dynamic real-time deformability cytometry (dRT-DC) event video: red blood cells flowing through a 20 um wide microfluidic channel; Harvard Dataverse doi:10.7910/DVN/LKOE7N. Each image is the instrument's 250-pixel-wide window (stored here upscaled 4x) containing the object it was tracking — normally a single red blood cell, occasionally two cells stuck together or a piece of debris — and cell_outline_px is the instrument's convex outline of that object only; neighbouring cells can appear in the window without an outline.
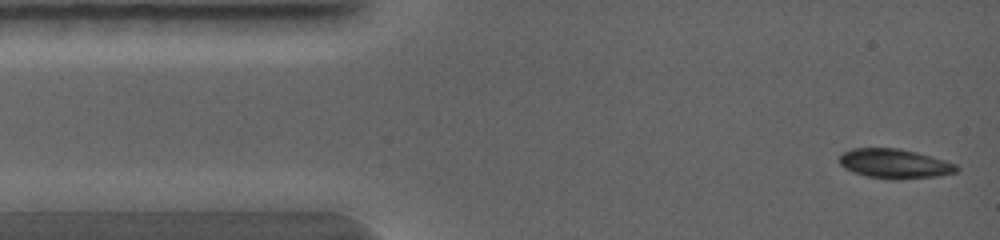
{"species": "common noctule bat (a hibernating species)", "species_latin": "Nyctalus noctula", "temperature_condition": "warm", "stored_images_in_passage": 8, "camera_frame_rate_fps": 5000, "um_per_image_px": 0.085, "animal": {"sex": "female", "body_mass_g": 19.0, "forearm_length_mm": 56.7}, "frame": {"image": 1, "passage_image": 1, "time_ms": 0.0, "image_size_px": [1000, 240], "cell_outline_px": [[960, 168], [956, 172], [936, 176], [892, 180], [868, 176], [852, 172], [844, 168], [840, 164], [840, 156], [844, 152], [852, 148], [900, 148], [916, 152], [944, 160], [956, 164]], "centroid_in_image_um": [76.03, 13.91], "position_along_channel_um": 9.0, "area_um2": 20.06}}
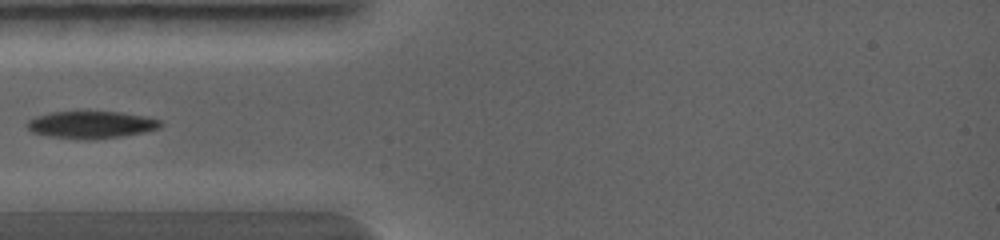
{"frame": {"image": 2, "passage_image": 5, "time_ms": 2.2, "image_size_px": [1000, 240], "cell_outline_px": [[164, 124], [160, 128], [144, 132], [124, 136], [88, 140], [84, 140], [48, 136], [32, 132], [24, 124], [28, 120], [36, 116], [52, 112], [120, 112], [144, 116], [160, 120]], "centroid_in_image_um": [7.75, 10.61], "position_along_channel_um": 77.2, "area_um2": 21.27}}
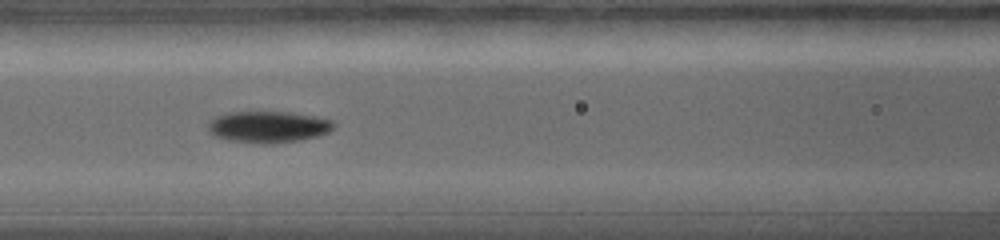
{"frame": {"image": 3, "passage_image": 7, "time_ms": 3.2, "image_size_px": [1000, 240], "cell_outline_px": [[336, 124], [328, 132], [316, 136], [300, 140], [272, 144], [260, 144], [228, 140], [212, 136], [208, 132], [208, 120], [216, 116], [228, 112], [292, 112], [316, 116], [332, 120]], "centroid_in_image_um": [22.76, 10.78], "position_along_channel_um": 143.8, "area_um2": 23.41}}